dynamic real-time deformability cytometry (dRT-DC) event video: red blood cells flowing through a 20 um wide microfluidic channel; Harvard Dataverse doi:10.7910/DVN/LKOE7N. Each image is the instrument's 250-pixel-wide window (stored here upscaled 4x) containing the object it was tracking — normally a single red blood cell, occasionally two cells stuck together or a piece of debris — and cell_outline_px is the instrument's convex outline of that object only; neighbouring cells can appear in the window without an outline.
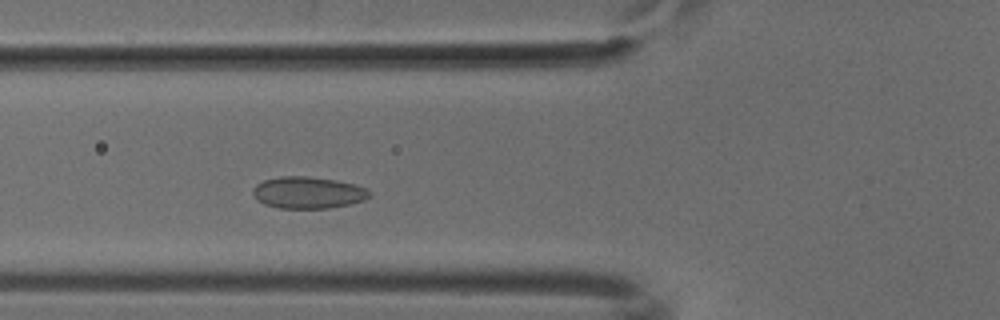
{"species": "common noctule bat (a hibernating species)", "species_latin": "Nyctalus noctula", "temperature_condition": "cold", "stored_images_in_passage": 36, "camera_frame_rate_fps": 3000, "um_per_image_px": 0.085, "animal": {"sex": "male", "body_mass_g": 18.8}, "frame": {"image": 1, "passage_image": 3, "time_ms": 0.667, "image_size_px": [1000, 320], "cell_outline_px": [[372, 192], [364, 200], [348, 204], [328, 208], [280, 208], [264, 204], [256, 200], [252, 192], [252, 188], [256, 184], [264, 180], [280, 176], [308, 176], [336, 180], [368, 188]], "centroid_in_image_um": [26.15, 16.36], "position_along_channel_um": 99.6, "area_um2": 21.62}}
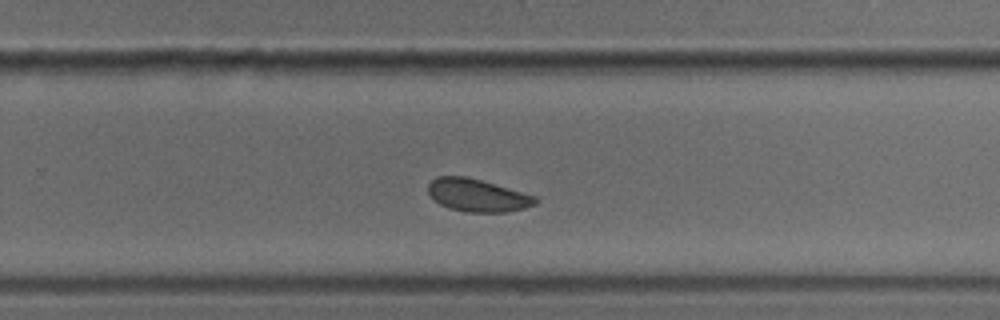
{"frame": {"image": 2, "passage_image": 18, "time_ms": 5.667, "image_size_px": [1000, 320], "cell_outline_px": [[536, 204], [524, 208], [504, 212], [464, 212], [448, 208], [440, 204], [428, 192], [428, 184], [436, 176], [464, 176], [480, 180], [536, 196]], "centroid_in_image_um": [40.55, 16.6], "position_along_channel_um": 289.2, "area_um2": 20.17}}
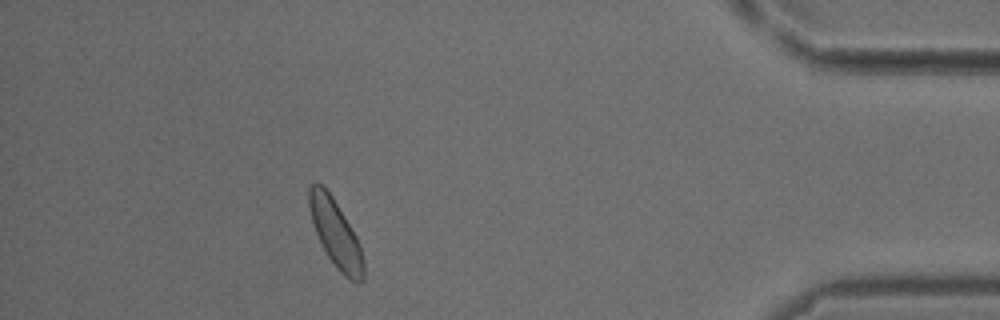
{"frame": {"image": 3, "passage_image": 31, "time_ms": 10.0, "image_size_px": [1000, 320], "cell_outline_px": [[364, 280], [356, 284], [344, 276], [336, 268], [328, 256], [316, 232], [312, 220], [308, 204], [308, 188], [316, 180], [324, 184], [332, 196], [356, 236], [360, 244], [364, 260]], "centroid_in_image_um": [28.53, 19.84], "position_along_channel_um": 406.7, "area_um2": 21.44}}